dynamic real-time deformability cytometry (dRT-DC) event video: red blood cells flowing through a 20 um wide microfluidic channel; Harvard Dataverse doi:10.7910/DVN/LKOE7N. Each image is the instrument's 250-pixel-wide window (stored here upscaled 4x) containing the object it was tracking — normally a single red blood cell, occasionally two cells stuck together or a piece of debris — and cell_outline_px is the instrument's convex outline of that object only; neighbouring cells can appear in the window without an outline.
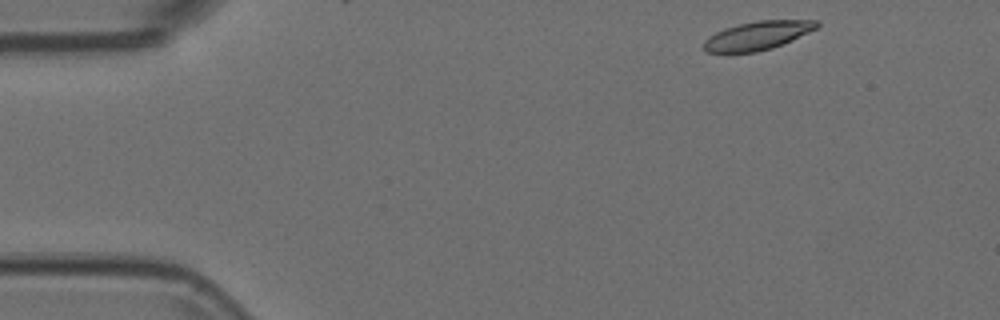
{"species": "Egyptian fruit bat (a non-hibernating species)", "species_latin": "Rousettus aegyptiacus", "temperature_condition": "room temperature", "stored_images_in_passage": 10, "camera_frame_rate_fps": 3000, "um_per_image_px": 0.085, "animal": {"sex": "female"}, "frame": {"image": 1, "passage_image": 1, "time_ms": 0.0, "image_size_px": [1000, 320], "cell_outline_px": [[820, 24], [816, 28], [792, 40], [772, 48], [756, 52], [704, 52], [704, 40], [708, 36], [724, 28], [756, 20], [820, 20]], "centroid_in_image_um": [64.39, 3.01], "position_along_channel_um": 20.6, "area_um2": 18.73}}